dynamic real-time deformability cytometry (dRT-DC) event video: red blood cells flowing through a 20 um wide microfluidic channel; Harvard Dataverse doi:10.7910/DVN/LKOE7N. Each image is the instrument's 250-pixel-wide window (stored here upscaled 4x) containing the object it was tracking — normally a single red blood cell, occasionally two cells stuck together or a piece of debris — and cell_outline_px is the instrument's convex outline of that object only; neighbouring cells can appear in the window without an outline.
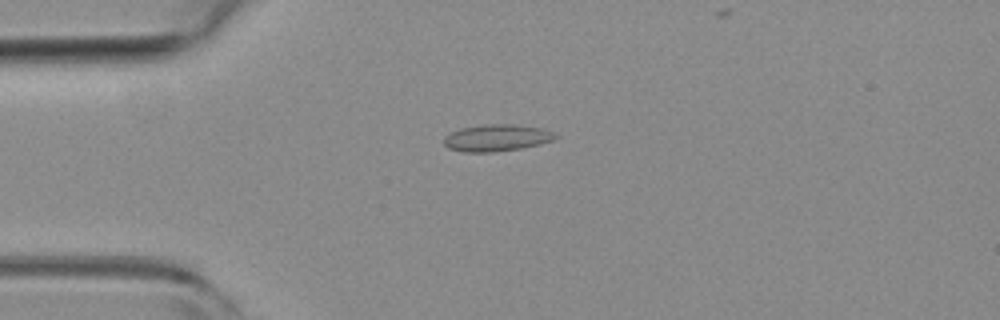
{"species": "common noctule bat (a hibernating species)", "species_latin": "Nyctalus noctula", "temperature_condition": "room temperature", "stored_images_in_passage": 7, "camera_frame_rate_fps": 3000, "um_per_image_px": 0.085, "animal": {"sex": "female", "body_mass_g": 19.3, "forearm_length_mm": 54.1}, "frame": {"image": 1, "passage_image": 4, "time_ms": 1.0, "image_size_px": [1000, 320], "cell_outline_px": [[560, 136], [552, 140], [540, 144], [520, 148], [492, 152], [464, 152], [448, 148], [444, 144], [444, 136], [460, 128], [484, 124], [512, 124], [540, 128], [552, 132]], "centroid_in_image_um": [42.19, 11.71], "position_along_channel_um": 42.8, "area_um2": 17.34}}
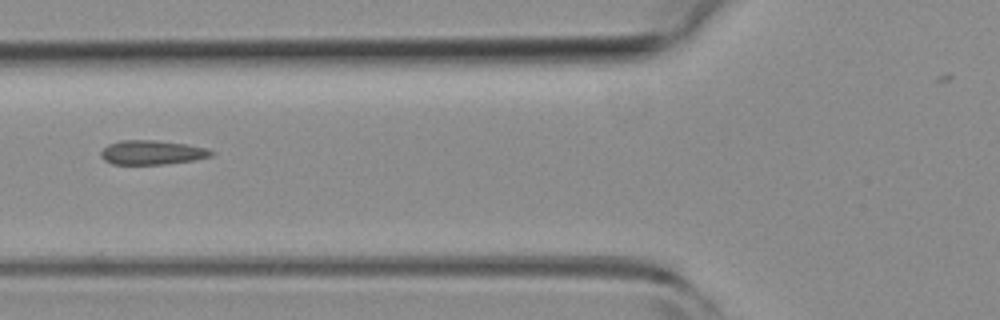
{"frame": {"image": 2, "passage_image": 6, "time_ms": 1.667, "image_size_px": [1000, 320], "cell_outline_px": [[216, 152], [212, 156], [196, 160], [164, 164], [112, 164], [104, 160], [100, 156], [100, 152], [108, 144], [120, 140], [156, 140], [188, 144], [208, 148]], "centroid_in_image_um": [12.96, 12.95], "position_along_channel_um": 112.8, "area_um2": 15.84}}
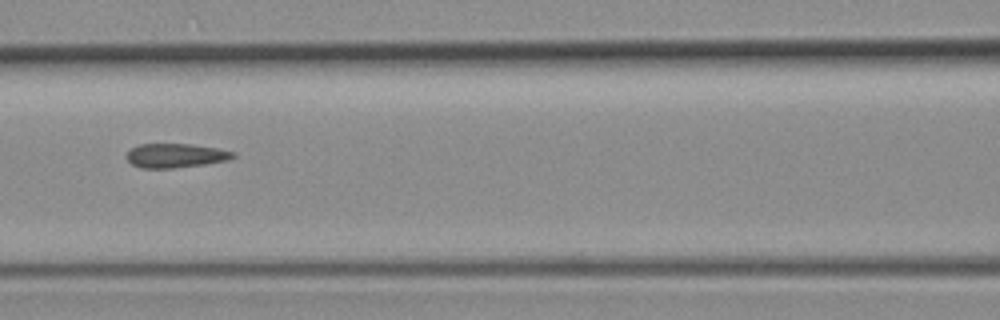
{"frame": {"image": 3, "passage_image": 7, "time_ms": 2.0, "image_size_px": [1000, 320], "cell_outline_px": [[236, 156], [228, 160], [204, 164], [172, 168], [140, 168], [132, 164], [124, 156], [132, 148], [140, 144], [192, 144], [216, 148], [236, 152]], "centroid_in_image_um": [14.92, 13.22], "position_along_channel_um": 151.7, "area_um2": 14.97}}